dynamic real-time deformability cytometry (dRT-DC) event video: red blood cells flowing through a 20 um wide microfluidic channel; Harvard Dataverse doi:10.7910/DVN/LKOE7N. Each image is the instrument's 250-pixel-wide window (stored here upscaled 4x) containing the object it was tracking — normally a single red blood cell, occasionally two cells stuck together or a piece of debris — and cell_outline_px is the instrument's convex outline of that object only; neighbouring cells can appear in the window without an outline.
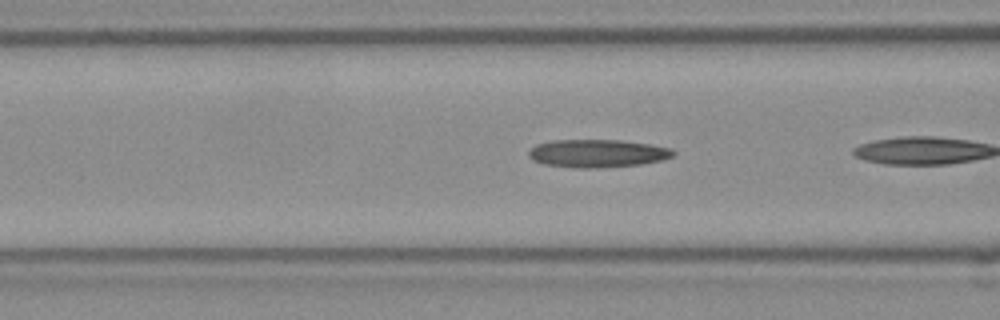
{"species": "Egyptian fruit bat (a non-hibernating species)", "species_latin": "Rousettus aegyptiacus", "temperature_condition": "room temperature", "stored_images_in_passage": 8, "camera_frame_rate_fps": 3000, "um_per_image_px": 0.085, "frame": {"image": 1, "passage_image": 4, "time_ms": 1.0, "image_size_px": [1000, 320], "cell_outline_px": [[676, 152], [672, 156], [660, 160], [640, 164], [596, 168], [580, 168], [544, 164], [532, 160], [528, 156], [528, 152], [536, 144], [552, 140], [620, 140], [648, 144], [672, 148]], "centroid_in_image_um": [50.75, 13.03], "position_along_channel_um": 115.8, "area_um2": 23.41}}
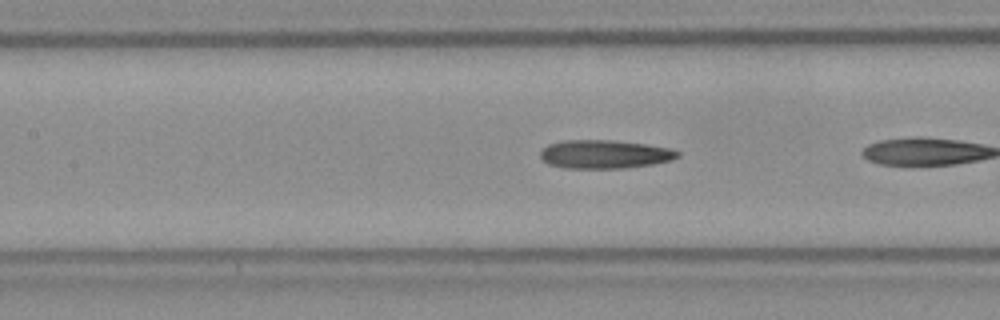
{"frame": {"image": 2, "passage_image": 7, "time_ms": 2.0, "image_size_px": [1000, 320], "cell_outline_px": [[680, 156], [672, 160], [652, 164], [624, 168], [564, 168], [548, 164], [540, 156], [540, 152], [548, 144], [564, 140], [612, 140], [644, 144], [672, 148], [680, 152]], "centroid_in_image_um": [51.41, 13.11], "position_along_channel_um": 156.0, "area_um2": 22.83}}